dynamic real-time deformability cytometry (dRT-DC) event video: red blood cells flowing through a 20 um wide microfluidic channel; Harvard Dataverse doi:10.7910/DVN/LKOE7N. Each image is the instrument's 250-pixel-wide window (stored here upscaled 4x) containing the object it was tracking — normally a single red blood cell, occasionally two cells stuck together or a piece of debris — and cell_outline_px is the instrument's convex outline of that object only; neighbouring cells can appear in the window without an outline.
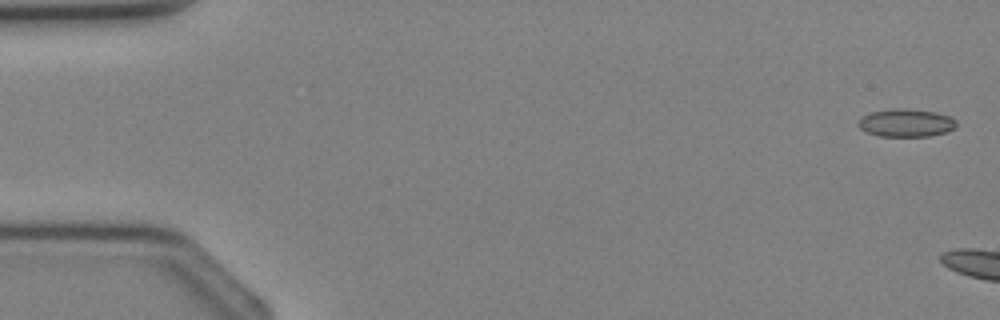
{"species": "Egyptian fruit bat (a non-hibernating species)", "species_latin": "Rousettus aegyptiacus", "temperature_condition": "cold", "stored_images_in_passage": 4, "camera_frame_rate_fps": 3000, "um_per_image_px": 0.085, "animal": {"sex": "female"}, "frame": {"image": 1, "passage_image": 1, "time_ms": 0.0, "image_size_px": [1000, 320], "cell_outline_px": [[956, 128], [944, 132], [928, 136], [880, 136], [868, 132], [860, 128], [856, 124], [864, 116], [872, 112], [896, 108], [904, 108], [936, 112], [952, 116], [956, 120]], "centroid_in_image_um": [77.06, 10.44], "position_along_channel_um": 7.9, "area_um2": 15.84}}
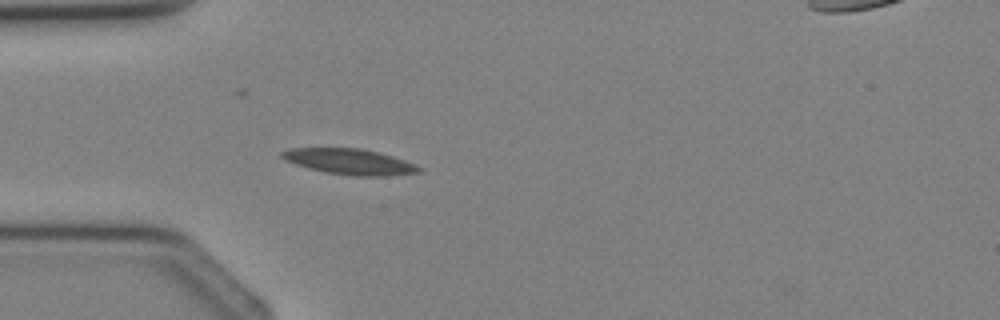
{"frame": {"image": 2, "passage_image": 4, "time_ms": 4.333, "image_size_px": [1000, 320], "cell_outline_px": [[420, 172], [388, 176], [352, 176], [328, 172], [308, 168], [284, 160], [280, 156], [280, 152], [288, 148], [360, 148], [380, 152], [416, 164], [420, 168]], "centroid_in_image_um": [29.7, 13.73], "position_along_channel_um": 55.3, "area_um2": 20.52}}